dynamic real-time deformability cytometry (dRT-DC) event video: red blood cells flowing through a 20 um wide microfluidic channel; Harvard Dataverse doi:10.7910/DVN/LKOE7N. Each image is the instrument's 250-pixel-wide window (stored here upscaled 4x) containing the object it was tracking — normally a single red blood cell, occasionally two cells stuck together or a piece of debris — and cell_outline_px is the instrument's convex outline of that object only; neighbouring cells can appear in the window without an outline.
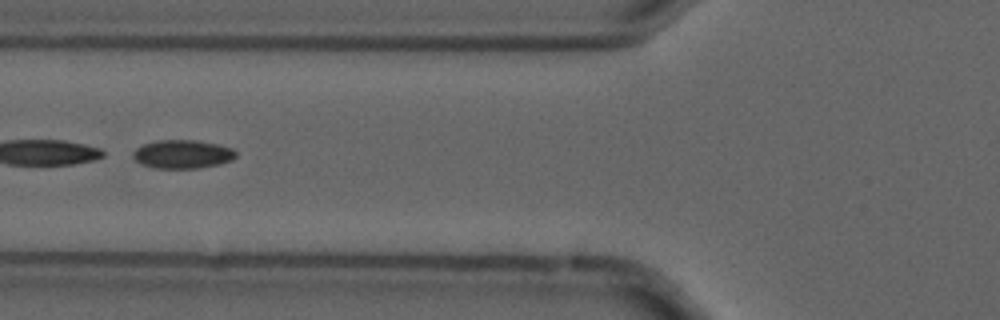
{"species": "common noctule bat (a hibernating species)", "species_latin": "Nyctalus noctula", "temperature_condition": "cold", "stored_images_in_passage": 7, "camera_frame_rate_fps": 3000, "um_per_image_px": 0.085, "animal": {"sex": "male", "forearm_length_mm": 52.5}, "frame": {"image": 1, "passage_image": 6, "time_ms": 1.667, "image_size_px": [1000, 320], "cell_outline_px": [[236, 156], [232, 160], [220, 164], [200, 168], [156, 168], [144, 164], [136, 160], [132, 156], [132, 152], [136, 148], [144, 144], [156, 140], [196, 140], [216, 144], [232, 148], [236, 152]], "centroid_in_image_um": [15.53, 13.1], "position_along_channel_um": 110.3, "area_um2": 17.05}}
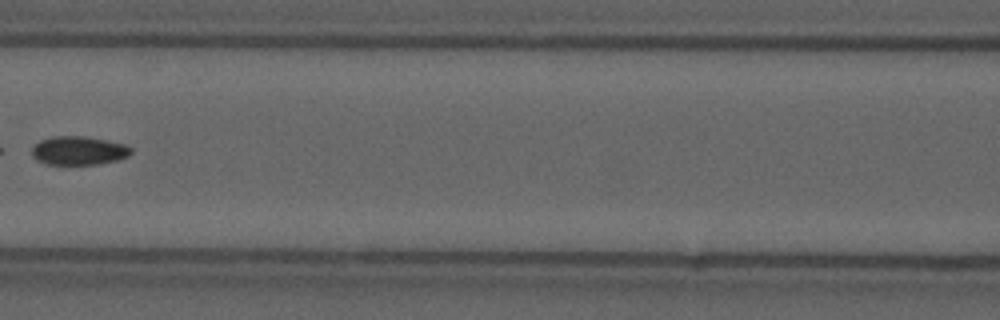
{"frame": {"image": 2, "passage_image": 7, "time_ms": 2.0, "image_size_px": [1000, 320], "cell_outline_px": [[132, 152], [128, 156], [116, 160], [100, 164], [48, 164], [36, 160], [32, 156], [32, 148], [40, 140], [52, 136], [84, 136], [124, 144], [132, 148]], "centroid_in_image_um": [6.67, 12.8], "position_along_channel_um": 159.9, "area_um2": 16.47}}